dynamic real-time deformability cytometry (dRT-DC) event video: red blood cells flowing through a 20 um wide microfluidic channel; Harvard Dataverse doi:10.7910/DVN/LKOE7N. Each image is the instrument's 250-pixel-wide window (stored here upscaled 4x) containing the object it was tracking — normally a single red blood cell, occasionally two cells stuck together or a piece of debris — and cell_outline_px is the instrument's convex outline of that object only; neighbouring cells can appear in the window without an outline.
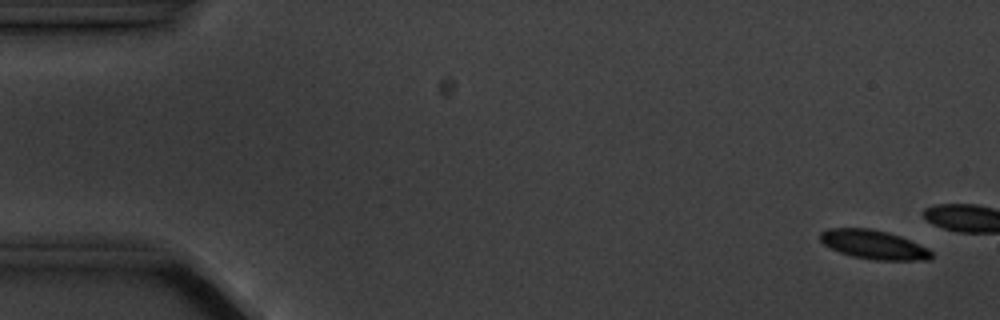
{"species": "common noctule bat (a hibernating species)", "species_latin": "Nyctalus noctula", "temperature_condition": "cold", "stored_images_in_passage": 5, "segment_of_instrument_passage": [2, 2], "camera_frame_rate_fps": 3000, "um_per_image_px": 0.085, "animal": {"sex": "male", "body_mass_g": 20.1, "forearm_length_mm": 53.5}, "frame": {"image": 1, "passage_image": 5, "time_ms": 5.667, "image_size_px": [1000, 320], "cell_outline_px": [[932, 256], [928, 260], [876, 260], [852, 256], [840, 252], [824, 244], [820, 240], [820, 232], [828, 228], [872, 228], [888, 232], [900, 236], [928, 248], [932, 252]], "centroid_in_image_um": [74.26, 20.78], "position_along_channel_um": 10.7, "area_um2": 18.73}}